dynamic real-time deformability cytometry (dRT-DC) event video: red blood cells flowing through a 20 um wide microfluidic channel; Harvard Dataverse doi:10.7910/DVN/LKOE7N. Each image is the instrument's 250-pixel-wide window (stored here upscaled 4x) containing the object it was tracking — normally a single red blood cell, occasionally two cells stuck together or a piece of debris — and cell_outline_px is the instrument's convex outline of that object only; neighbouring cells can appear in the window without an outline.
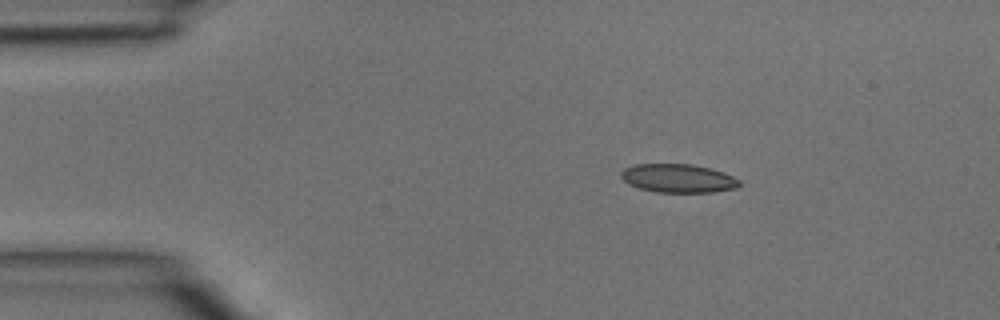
{"species": "common noctule bat (a hibernating species)", "species_latin": "Nyctalus noctula", "temperature_condition": "room temperature", "stored_images_in_passage": 34, "camera_frame_rate_fps": 3000, "um_per_image_px": 0.085, "animal": {"sex": "male", "body_mass_g": 15.6}, "frame": {"image": 1, "passage_image": 1, "time_ms": 0.0, "image_size_px": [1000, 320], "cell_outline_px": [[740, 184], [736, 188], [712, 192], [656, 192], [640, 188], [628, 184], [620, 176], [620, 172], [624, 168], [636, 164], [692, 164], [724, 172], [740, 180]], "centroid_in_image_um": [57.63, 15.15], "position_along_channel_um": 27.4, "area_um2": 19.65}}
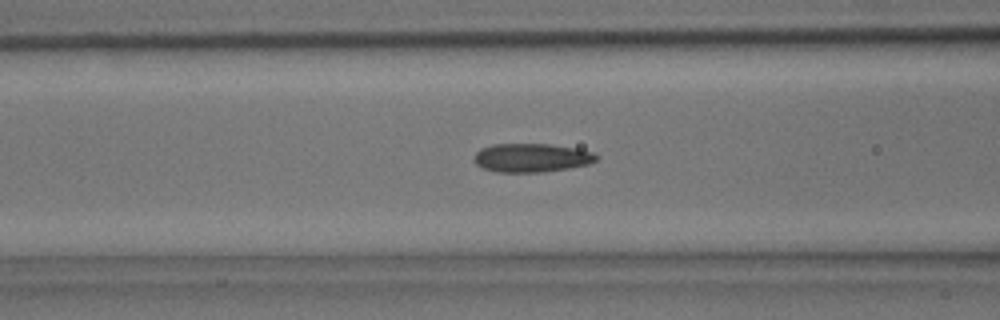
{"frame": {"image": 2, "passage_image": 10, "time_ms": 3.0, "image_size_px": [1000, 320], "cell_outline_px": [[600, 156], [596, 160], [588, 164], [568, 168], [544, 172], [496, 172], [484, 168], [476, 164], [476, 152], [480, 148], [492, 144], [548, 144], [576, 148], [592, 152]], "centroid_in_image_um": [45.2, 13.41], "position_along_channel_um": 121.4, "area_um2": 20.35}}
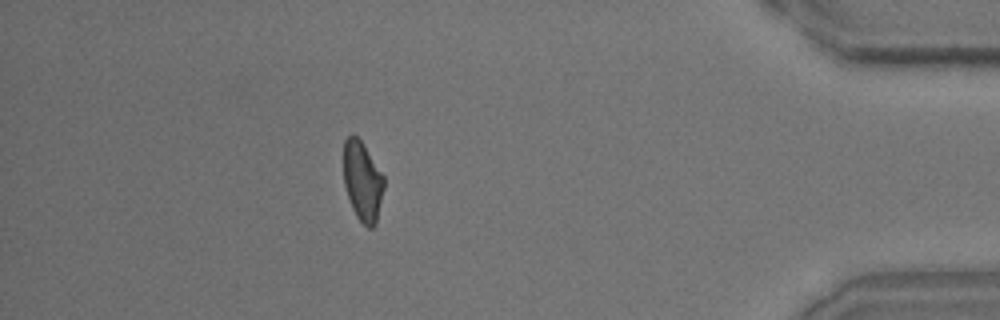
{"frame": {"image": 3, "passage_image": 30, "time_ms": 9.667, "image_size_px": [1000, 320], "cell_outline_px": [[384, 188], [376, 224], [372, 228], [368, 228], [356, 216], [352, 208], [344, 184], [344, 140], [352, 132], [364, 144], [384, 176]], "centroid_in_image_um": [30.82, 15.39], "position_along_channel_um": 404.4, "area_um2": 18.79}}